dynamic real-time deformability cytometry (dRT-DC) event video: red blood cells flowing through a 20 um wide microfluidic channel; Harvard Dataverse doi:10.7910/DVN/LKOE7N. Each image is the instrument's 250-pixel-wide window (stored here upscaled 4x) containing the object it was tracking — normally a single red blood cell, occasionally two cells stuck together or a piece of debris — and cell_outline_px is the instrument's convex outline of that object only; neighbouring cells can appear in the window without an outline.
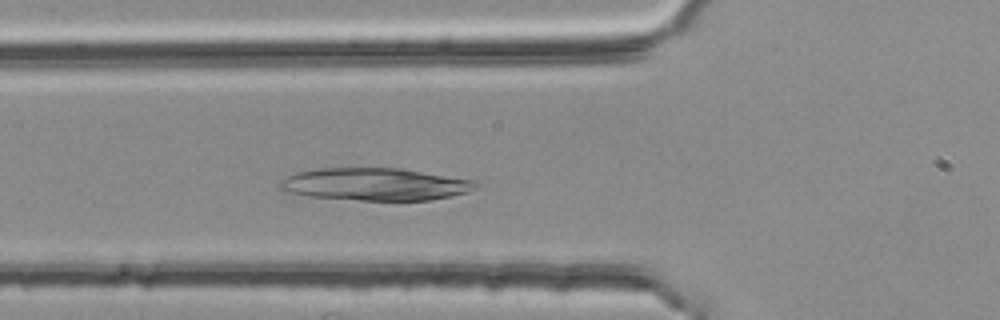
{"species": "common noctule bat (a hibernating species)", "species_latin": "Nyctalus noctula", "temperature_condition": "room temperature", "stored_images_in_passage": 43, "camera_frame_rate_fps": 3000, "um_per_image_px": 0.085, "animal": {"sex": "female", "body_mass_g": 25.1}, "frame": {"image": 1, "passage_image": 11, "time_ms": 3.333, "image_size_px": [1000, 320], "cell_outline_px": [[480, 184], [476, 188], [468, 192], [452, 196], [432, 200], [360, 200], [308, 196], [292, 192], [280, 188], [280, 180], [296, 172], [316, 168], [404, 168], [476, 180]], "centroid_in_image_um": [31.97, 15.65], "position_along_channel_um": 93.8, "area_um2": 37.22}}
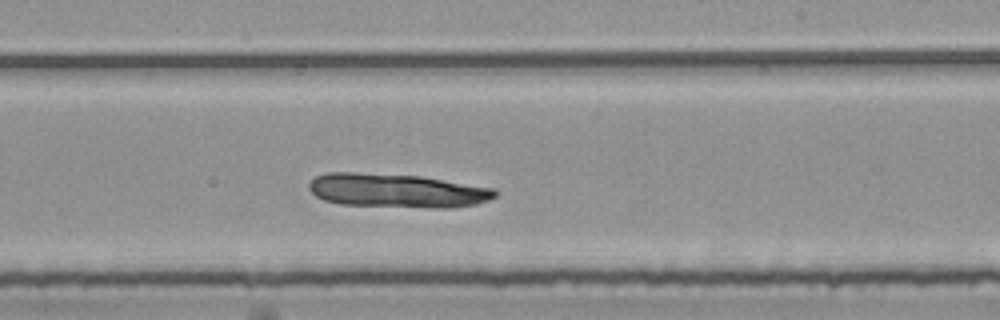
{"frame": {"image": 2, "passage_image": 24, "time_ms": 7.667, "image_size_px": [1000, 320], "cell_outline_px": [[496, 196], [488, 200], [476, 204], [452, 208], [436, 208], [340, 204], [324, 200], [316, 196], [308, 188], [308, 184], [316, 176], [328, 172], [356, 172], [420, 176], [496, 188]], "centroid_in_image_um": [33.74, 16.2], "position_along_channel_um": 255.3, "area_um2": 36.82}}
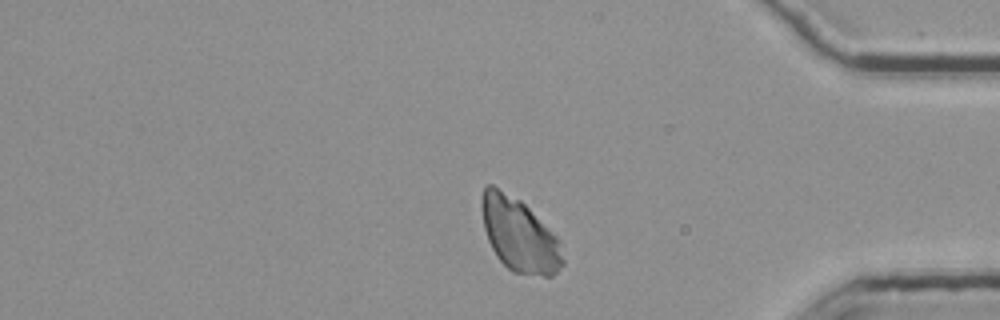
{"frame": {"image": 3, "passage_image": 37, "time_ms": 12.0, "image_size_px": [1000, 320], "cell_outline_px": [[564, 264], [552, 276], [544, 276], [512, 272], [496, 256], [488, 240], [484, 228], [480, 208], [480, 200], [484, 188], [488, 184], [492, 184], [520, 200], [560, 240], [564, 260]], "centroid_in_image_um": [44.12, 19.97], "position_along_channel_um": 391.1, "area_um2": 34.68}}